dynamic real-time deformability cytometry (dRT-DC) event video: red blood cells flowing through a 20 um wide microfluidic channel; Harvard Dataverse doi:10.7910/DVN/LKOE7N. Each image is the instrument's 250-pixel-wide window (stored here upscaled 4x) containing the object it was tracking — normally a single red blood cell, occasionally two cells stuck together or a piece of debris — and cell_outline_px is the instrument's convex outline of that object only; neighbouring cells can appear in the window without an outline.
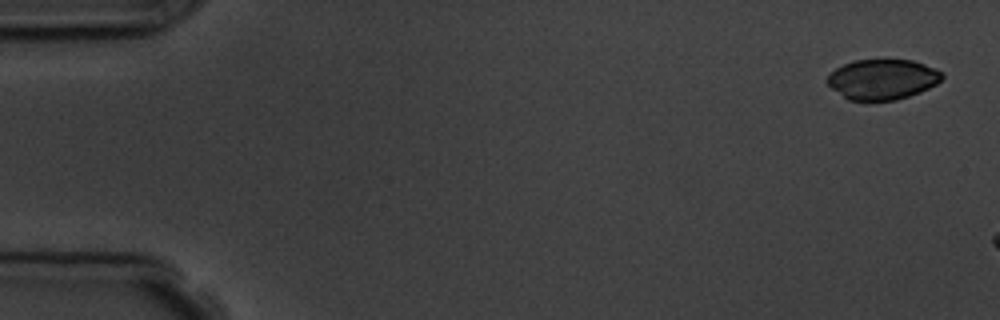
{"species": "common noctule bat (a hibernating species)", "species_latin": "Nyctalus noctula", "temperature_condition": "room temperature", "stored_images_in_passage": 3, "camera_frame_rate_fps": 3000, "um_per_image_px": 0.085, "animal": {"sex": "male", "body_mass_g": 19.5, "forearm_length_mm": 54.6}, "frame": {"image": 1, "passage_image": 1, "time_ms": 0.0, "image_size_px": [1000, 320], "cell_outline_px": [[944, 76], [936, 84], [920, 92], [896, 100], [848, 100], [832, 88], [824, 80], [836, 68], [852, 60], [912, 60], [936, 68]], "centroid_in_image_um": [75.0, 6.74], "position_along_channel_um": 10.0, "area_um2": 26.76}}